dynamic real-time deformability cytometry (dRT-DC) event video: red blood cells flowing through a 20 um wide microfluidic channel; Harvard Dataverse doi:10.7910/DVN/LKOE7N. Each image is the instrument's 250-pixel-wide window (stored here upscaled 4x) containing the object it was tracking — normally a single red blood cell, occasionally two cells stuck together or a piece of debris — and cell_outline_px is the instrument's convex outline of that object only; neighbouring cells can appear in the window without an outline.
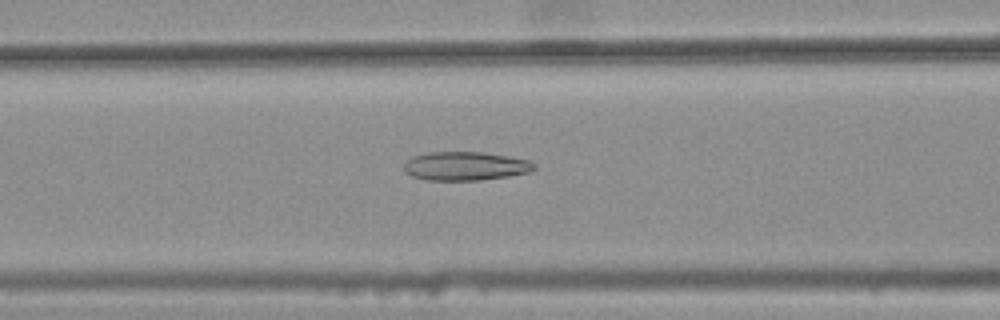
{"species": "common noctule bat (a hibernating species)", "species_latin": "Nyctalus noctula", "temperature_condition": "warm", "stored_images_in_passage": 47, "camera_frame_rate_fps": 3000, "um_per_image_px": 0.085, "animal": {"sex": "female", "body_mass_g": 25.1}, "frame": {"image": 1, "passage_image": 22, "time_ms": 7.0, "image_size_px": [1000, 320], "cell_outline_px": [[536, 168], [528, 172], [508, 176], [480, 180], [428, 180], [412, 176], [404, 172], [404, 164], [412, 156], [428, 152], [480, 152], [508, 156], [528, 160], [536, 164]], "centroid_in_image_um": [39.54, 14.11], "position_along_channel_um": 127.1, "area_um2": 21.73}}
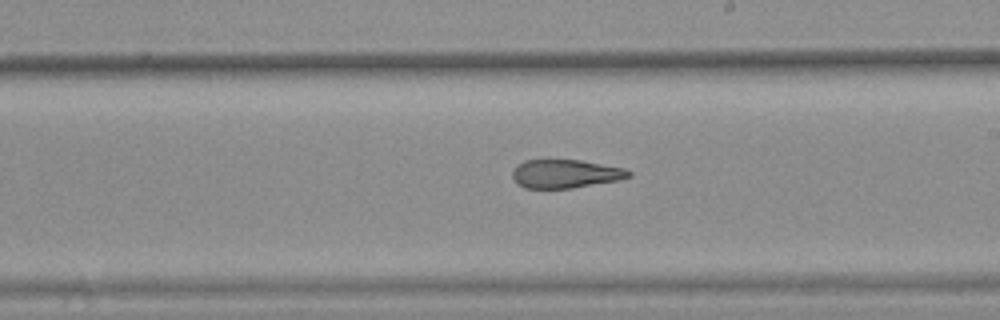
{"frame": {"image": 2, "passage_image": 31, "time_ms": 10.0, "image_size_px": [1000, 320], "cell_outline_px": [[632, 176], [620, 180], [572, 188], [524, 188], [516, 184], [512, 176], [512, 172], [516, 164], [524, 160], [580, 160], [624, 168], [632, 172]], "centroid_in_image_um": [48.04, 14.77], "position_along_channel_um": 241.0, "area_um2": 19.48}}
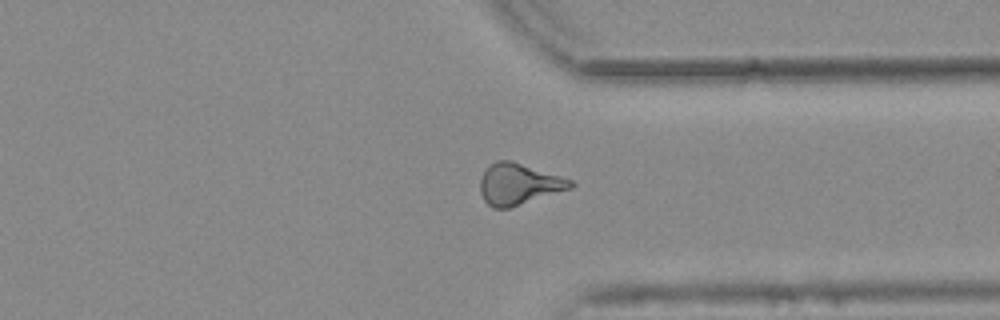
{"frame": {"image": 3, "passage_image": 41, "time_ms": 13.333, "image_size_px": [1000, 320], "cell_outline_px": [[576, 184], [572, 188], [508, 208], [492, 208], [484, 200], [480, 192], [480, 180], [484, 172], [496, 160], [508, 160], [560, 176], [572, 180]], "centroid_in_image_um": [44.08, 15.66], "position_along_channel_um": 367.3, "area_um2": 21.27}, "authors_computed_cell_mechanics": {"area_um2": 21.2704, "velocity_mm_per_s": 3.8077, "shape_relaxation_time_tau1_ms": null, "shape_relaxation_time_tau2_ms": 2.6929, "deformation_change_tau1": null, "deformation_change_tau2": 0.1231}}